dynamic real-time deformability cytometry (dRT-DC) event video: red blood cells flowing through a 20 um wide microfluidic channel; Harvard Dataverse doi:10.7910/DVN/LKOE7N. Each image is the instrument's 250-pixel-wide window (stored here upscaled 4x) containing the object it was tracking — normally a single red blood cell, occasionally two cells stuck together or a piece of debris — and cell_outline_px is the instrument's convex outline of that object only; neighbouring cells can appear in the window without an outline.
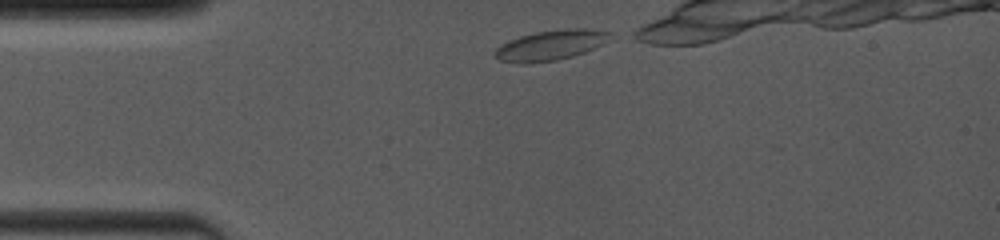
{"species": "common noctule bat (a hibernating species)", "species_latin": "Nyctalus noctula", "temperature_condition": "room temperature", "stored_images_in_passage": 12, "camera_frame_rate_fps": 4000, "um_per_image_px": 0.085, "animal": {"sex": "female", "body_mass_g": 19.0, "forearm_length_mm": 53.3}, "frame": {"image": 1, "passage_image": 1, "time_ms": 0.0, "image_size_px": [1000, 240], "cell_outline_px": [[612, 32], [600, 44], [584, 52], [572, 56], [556, 60], [524, 64], [520, 64], [500, 60], [492, 52], [500, 44], [508, 40], [520, 36], [536, 32], [568, 28], [588, 28]], "centroid_in_image_um": [46.71, 3.84], "position_along_channel_um": 38.3, "area_um2": 20.0}}
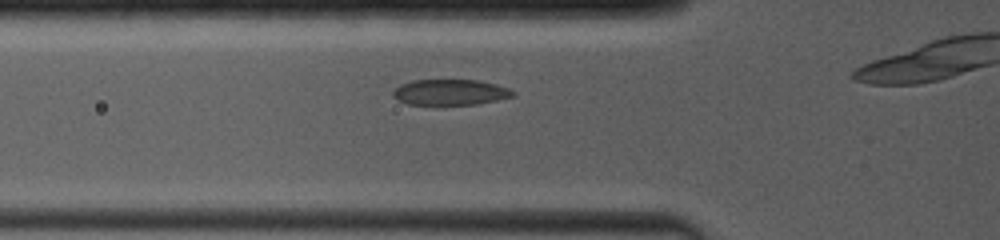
{"frame": {"image": 2, "passage_image": 6, "time_ms": 2.0, "image_size_px": [1000, 240], "cell_outline_px": [[516, 96], [480, 104], [408, 104], [396, 100], [392, 96], [392, 92], [400, 84], [412, 80], [480, 80], [496, 84], [508, 88], [516, 92]], "centroid_in_image_um": [38.29, 7.84], "position_along_channel_um": 87.5, "area_um2": 18.15}}
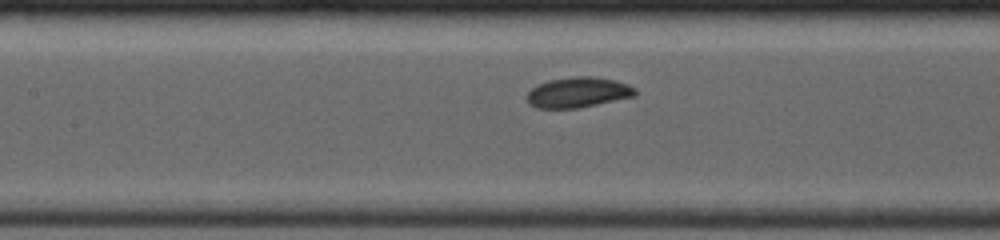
{"frame": {"image": 3, "passage_image": 10, "time_ms": 3.75, "image_size_px": [1000, 240], "cell_outline_px": [[636, 96], [580, 108], [536, 108], [528, 104], [524, 96], [532, 88], [548, 80], [576, 76], [588, 76], [616, 80], [628, 84], [636, 88]], "centroid_in_image_um": [49.13, 7.86], "position_along_channel_um": 158.3, "area_um2": 19.36}}